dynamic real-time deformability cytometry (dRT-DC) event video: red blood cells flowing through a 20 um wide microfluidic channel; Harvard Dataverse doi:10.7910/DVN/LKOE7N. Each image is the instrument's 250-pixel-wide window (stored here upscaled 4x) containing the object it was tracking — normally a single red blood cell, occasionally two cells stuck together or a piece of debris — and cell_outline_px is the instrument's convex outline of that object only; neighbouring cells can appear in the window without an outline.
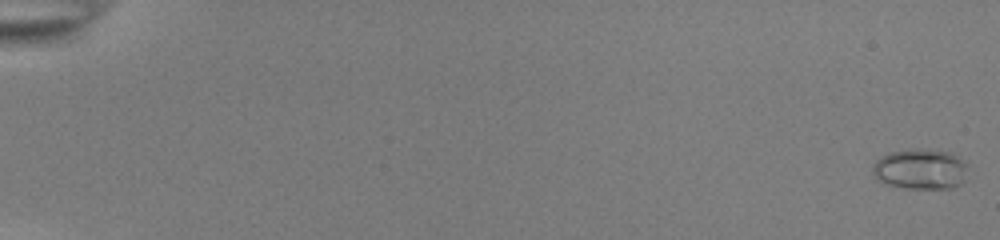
{"species": "common noctule bat (a hibernating species)", "species_latin": "Nyctalus noctula", "temperature_condition": "room temperature", "stored_images_in_passage": 20, "camera_frame_rate_fps": 3000, "um_per_image_px": 0.085, "animal": {"sex": "female", "body_mass_g": 22.0, "forearm_length_mm": 56.7}, "frame": {"image": 1, "passage_image": 1, "time_ms": 0.0, "image_size_px": [1000, 240], "cell_outline_px": [[968, 164], [964, 180], [960, 184], [952, 188], [908, 188], [888, 184], [880, 180], [872, 172], [872, 164], [880, 156], [888, 152], [908, 148], [916, 148], [952, 152], [964, 160]], "centroid_in_image_um": [78.25, 14.34], "position_along_channel_um": 6.8, "area_um2": 22.72}}